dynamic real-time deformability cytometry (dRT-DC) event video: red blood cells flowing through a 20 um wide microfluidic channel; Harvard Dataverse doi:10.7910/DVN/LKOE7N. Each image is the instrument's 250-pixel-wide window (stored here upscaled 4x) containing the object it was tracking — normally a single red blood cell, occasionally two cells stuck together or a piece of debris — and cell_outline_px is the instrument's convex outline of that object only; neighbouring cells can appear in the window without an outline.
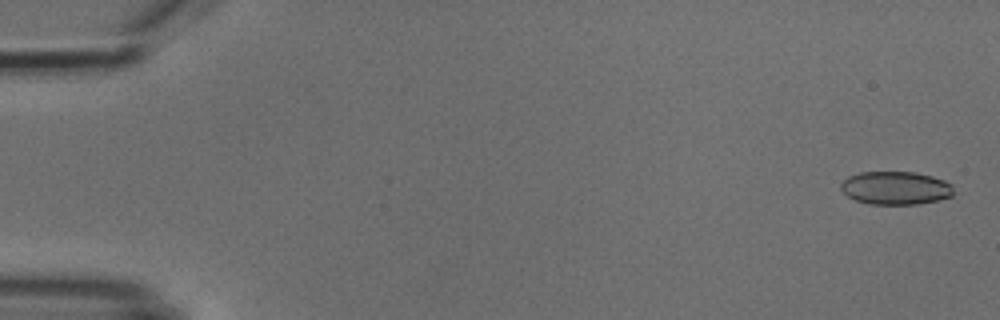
{"species": "common noctule bat (a hibernating species)", "species_latin": "Nyctalus noctula", "temperature_condition": "cold", "stored_images_in_passage": 2, "camera_frame_rate_fps": 3000, "um_per_image_px": 0.085, "animal": {"sex": "male", "body_mass_g": 18.8}, "frame": {"image": 1, "passage_image": 1, "time_ms": 0.0, "image_size_px": [1000, 320], "cell_outline_px": [[952, 196], [940, 200], [920, 204], [868, 204], [856, 200], [848, 196], [840, 188], [840, 184], [848, 176], [860, 172], [916, 172], [932, 176], [944, 180], [952, 184]], "centroid_in_image_um": [76.13, 15.98], "position_along_channel_um": 8.9, "area_um2": 21.91}}